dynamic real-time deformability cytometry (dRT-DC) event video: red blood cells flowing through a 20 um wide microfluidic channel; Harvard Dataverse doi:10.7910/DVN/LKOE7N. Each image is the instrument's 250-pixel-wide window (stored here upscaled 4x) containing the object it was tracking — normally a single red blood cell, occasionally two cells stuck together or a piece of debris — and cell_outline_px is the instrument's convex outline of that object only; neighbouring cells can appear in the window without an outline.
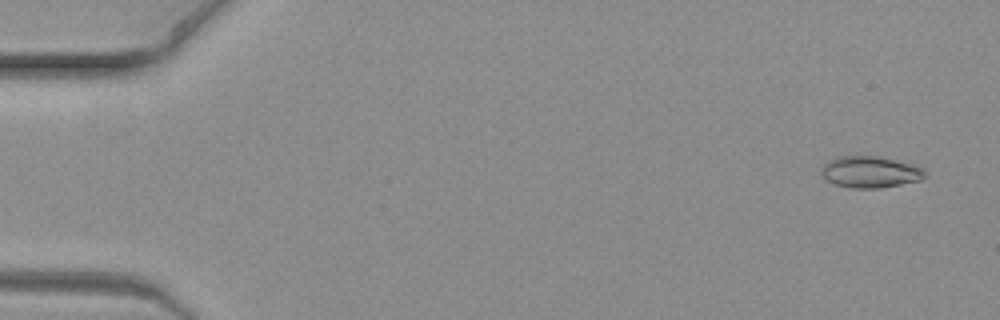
{"species": "common noctule bat (a hibernating species)", "species_latin": "Nyctalus noctula", "temperature_condition": "warm", "stored_images_in_passage": 5, "camera_frame_rate_fps": 3000, "um_per_image_px": 0.085, "animal": {"sex": "female", "body_mass_g": 19.3, "forearm_length_mm": 54.1}, "frame": {"image": 1, "passage_image": 1, "time_ms": 0.0, "image_size_px": [1000, 320], "cell_outline_px": [[928, 176], [920, 180], [880, 188], [848, 188], [836, 184], [820, 176], [820, 168], [828, 160], [836, 156], [880, 156], [924, 168]], "centroid_in_image_um": [73.93, 14.61], "position_along_channel_um": 11.1, "area_um2": 19.19}}